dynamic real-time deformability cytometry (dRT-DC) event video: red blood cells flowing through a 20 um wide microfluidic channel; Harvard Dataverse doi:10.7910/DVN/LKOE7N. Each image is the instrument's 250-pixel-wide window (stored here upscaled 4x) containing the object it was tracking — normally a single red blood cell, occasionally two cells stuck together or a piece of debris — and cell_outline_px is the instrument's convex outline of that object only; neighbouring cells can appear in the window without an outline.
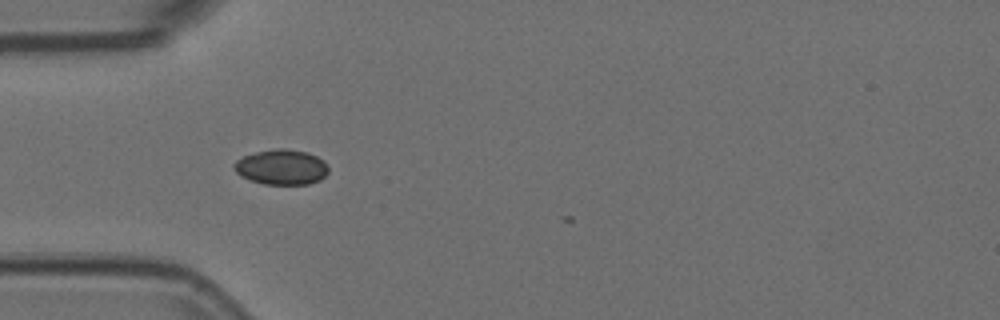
{"species": "Egyptian fruit bat (a non-hibernating species)", "species_latin": "Rousettus aegyptiacus", "temperature_condition": "room temperature", "stored_images_in_passage": 7, "camera_frame_rate_fps": 3000, "um_per_image_px": 0.085, "animal": {"sex": "female"}, "frame": {"image": 1, "passage_image": 5, "time_ms": 1.333, "image_size_px": [1000, 320], "cell_outline_px": [[328, 172], [320, 180], [308, 184], [264, 184], [240, 176], [236, 172], [232, 164], [236, 160], [244, 156], [256, 152], [276, 148], [284, 148], [308, 152], [324, 160], [328, 168]], "centroid_in_image_um": [23.93, 14.19], "position_along_channel_um": 61.1, "area_um2": 19.36}}
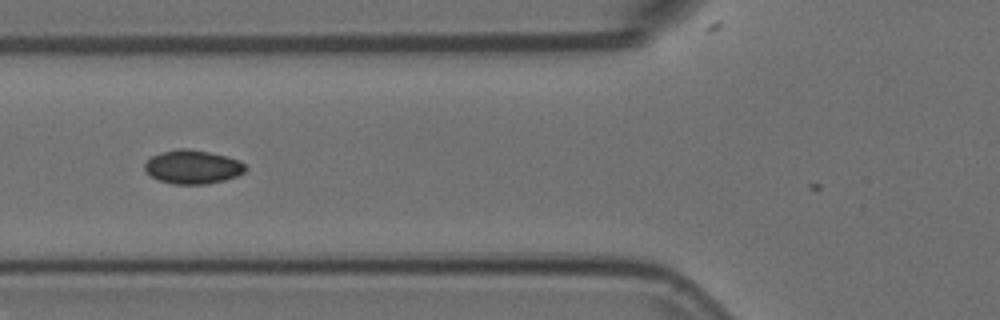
{"frame": {"image": 2, "passage_image": 6, "time_ms": 1.667, "image_size_px": [1000, 320], "cell_outline_px": [[248, 168], [244, 172], [236, 176], [224, 180], [208, 184], [172, 184], [160, 180], [152, 176], [144, 168], [144, 164], [152, 156], [164, 152], [180, 148], [188, 148], [208, 152], [240, 160]], "centroid_in_image_um": [16.4, 14.19], "position_along_channel_um": 109.4, "area_um2": 19.59}}